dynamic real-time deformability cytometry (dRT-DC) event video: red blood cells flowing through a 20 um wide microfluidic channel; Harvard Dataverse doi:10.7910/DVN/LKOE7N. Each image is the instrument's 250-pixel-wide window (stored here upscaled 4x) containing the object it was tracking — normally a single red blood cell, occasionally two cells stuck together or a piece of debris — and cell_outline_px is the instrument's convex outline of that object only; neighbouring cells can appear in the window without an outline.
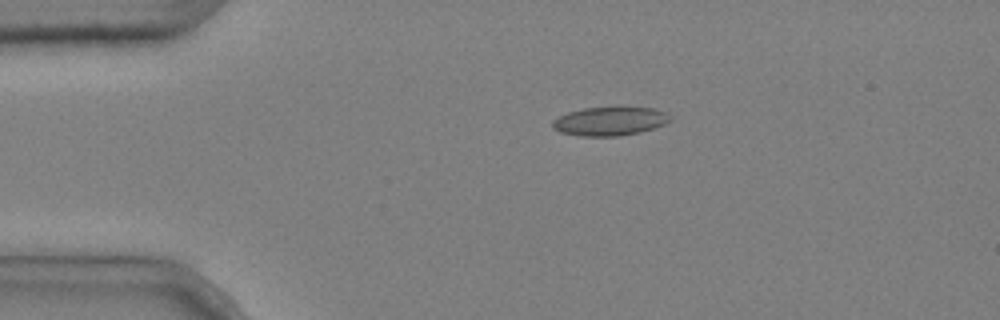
{"species": "common noctule bat (a hibernating species)", "species_latin": "Nyctalus noctula", "temperature_condition": "cold", "stored_images_in_passage": 9, "camera_frame_rate_fps": 3000, "um_per_image_px": 0.085, "animal": {"sex": "male", "body_mass_g": 20.4}, "frame": {"image": 1, "passage_image": 3, "time_ms": 0.667, "image_size_px": [1000, 320], "cell_outline_px": [[672, 120], [664, 124], [640, 132], [616, 136], [580, 136], [560, 132], [552, 128], [552, 120], [568, 112], [584, 108], [652, 108], [668, 112], [672, 116]], "centroid_in_image_um": [51.84, 10.31], "position_along_channel_um": 33.2, "area_um2": 19.54}}
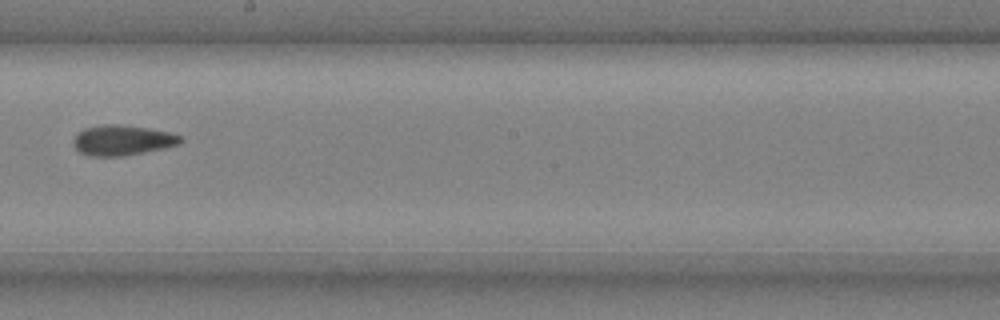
{"frame": {"image": 2, "passage_image": 9, "time_ms": 2.667, "image_size_px": [1000, 320], "cell_outline_px": [[184, 140], [180, 144], [144, 152], [124, 156], [88, 156], [80, 152], [72, 144], [72, 140], [84, 128], [104, 124], [116, 124], [148, 128], [168, 132], [180, 136]], "centroid_in_image_um": [10.38, 11.92], "position_along_channel_um": 237.8, "area_um2": 18.79}}